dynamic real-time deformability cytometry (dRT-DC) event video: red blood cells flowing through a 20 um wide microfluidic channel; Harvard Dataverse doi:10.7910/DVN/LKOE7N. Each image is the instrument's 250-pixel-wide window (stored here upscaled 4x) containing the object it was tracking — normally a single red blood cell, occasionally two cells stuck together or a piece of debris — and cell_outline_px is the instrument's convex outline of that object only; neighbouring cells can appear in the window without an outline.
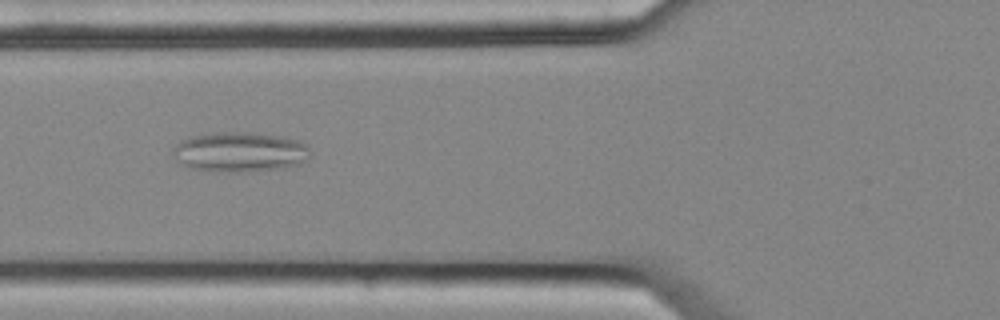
{"species": "common noctule bat (a hibernating species)", "species_latin": "Nyctalus noctula", "temperature_condition": "cold", "stored_images_in_passage": 10, "camera_frame_rate_fps": 3000, "um_per_image_px": 0.085, "animal": {"sex": "female", "body_mass_g": 25.1}, "frame": {"image": 1, "passage_image": 7, "time_ms": 2.0, "image_size_px": [1000, 320], "cell_outline_px": [[312, 156], [308, 160], [300, 164], [280, 168], [244, 172], [224, 172], [188, 168], [180, 164], [176, 160], [172, 148], [180, 140], [188, 136], [212, 132], [244, 132], [280, 136], [300, 140], [308, 144]], "centroid_in_image_um": [20.39, 12.91], "position_along_channel_um": 105.4, "area_um2": 32.54}}